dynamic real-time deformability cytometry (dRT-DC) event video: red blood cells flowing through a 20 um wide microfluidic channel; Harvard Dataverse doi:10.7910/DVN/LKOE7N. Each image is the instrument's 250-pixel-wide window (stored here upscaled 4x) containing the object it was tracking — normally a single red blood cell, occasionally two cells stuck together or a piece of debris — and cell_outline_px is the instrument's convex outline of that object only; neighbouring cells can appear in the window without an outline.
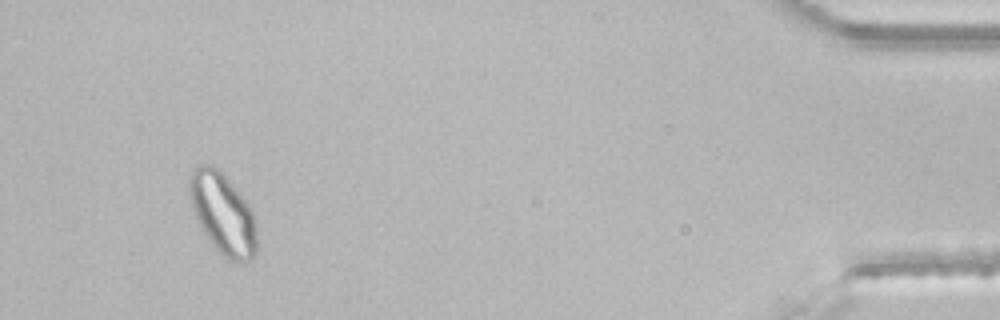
{"species": "common noctule bat (a hibernating species)", "species_latin": "Nyctalus noctula", "temperature_condition": "room temperature", "stored_images_in_passage": 38, "segment_of_instrument_passage": [2, 2], "camera_frame_rate_fps": 3000, "um_per_image_px": 0.085, "animal": {"sex": "male", "body_mass_g": 21.5, "forearm_length_mm": 52.0}, "frame": {"image": 1, "passage_image": 35, "time_ms": 11.333, "image_size_px": [1000, 320], "cell_outline_px": [[256, 252], [244, 264], [236, 264], [228, 260], [216, 248], [204, 232], [196, 216], [192, 204], [188, 188], [188, 176], [200, 164], [212, 164], [228, 180], [248, 204], [252, 212], [256, 228]], "centroid_in_image_um": [18.94, 18.18], "position_along_channel_um": 416.3, "area_um2": 31.33}}